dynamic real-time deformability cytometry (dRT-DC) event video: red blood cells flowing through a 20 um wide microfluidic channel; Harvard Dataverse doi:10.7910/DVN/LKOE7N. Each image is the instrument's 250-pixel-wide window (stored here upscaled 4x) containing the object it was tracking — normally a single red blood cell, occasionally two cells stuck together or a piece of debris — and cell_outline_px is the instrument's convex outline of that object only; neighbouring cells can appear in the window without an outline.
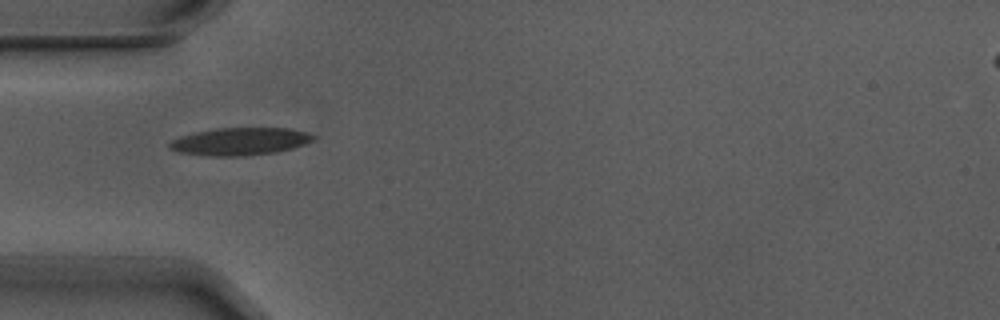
{"species": "Egyptian fruit bat (a non-hibernating species)", "species_latin": "Rousettus aegyptiacus", "temperature_condition": "warm", "stored_images_in_passage": 4, "camera_frame_rate_fps": 3000, "um_per_image_px": 0.085, "animal": {"sex": "male"}, "frame": {"image": 1, "passage_image": 3, "time_ms": 0.667, "image_size_px": [1000, 320], "cell_outline_px": [[316, 140], [292, 148], [276, 152], [244, 156], [212, 156], [180, 152], [168, 148], [168, 144], [172, 140], [180, 136], [196, 132], [216, 128], [288, 128], [308, 132], [316, 136]], "centroid_in_image_um": [20.43, 12.02], "position_along_channel_um": 64.6, "area_um2": 23.12}}